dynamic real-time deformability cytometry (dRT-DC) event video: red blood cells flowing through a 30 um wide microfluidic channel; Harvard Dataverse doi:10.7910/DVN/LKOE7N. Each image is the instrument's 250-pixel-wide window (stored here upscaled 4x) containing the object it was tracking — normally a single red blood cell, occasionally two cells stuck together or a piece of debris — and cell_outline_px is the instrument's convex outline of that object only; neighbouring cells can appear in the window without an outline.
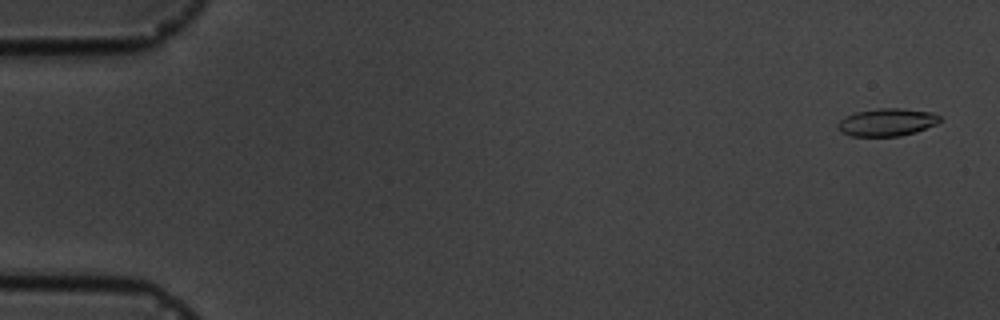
{"species": "common noctule bat (a hibernating species)", "species_latin": "Nyctalus noctula", "temperature_condition": "cold", "stored_images_in_passage": 7, "camera_frame_rate_fps": 3000, "um_per_image_px": 0.085, "animal": {"sex": "male", "body_mass_g": 19.5, "forearm_length_mm": 54.6}, "frame": {"image": 1, "passage_image": 1, "time_ms": 0.0, "image_size_px": [1000, 320], "cell_outline_px": [[940, 120], [936, 124], [916, 132], [900, 136], [852, 136], [840, 132], [836, 128], [836, 124], [844, 116], [856, 112], [880, 108], [904, 108], [932, 112], [940, 116]], "centroid_in_image_um": [75.36, 10.39], "position_along_channel_um": 9.6, "area_um2": 16.59}}
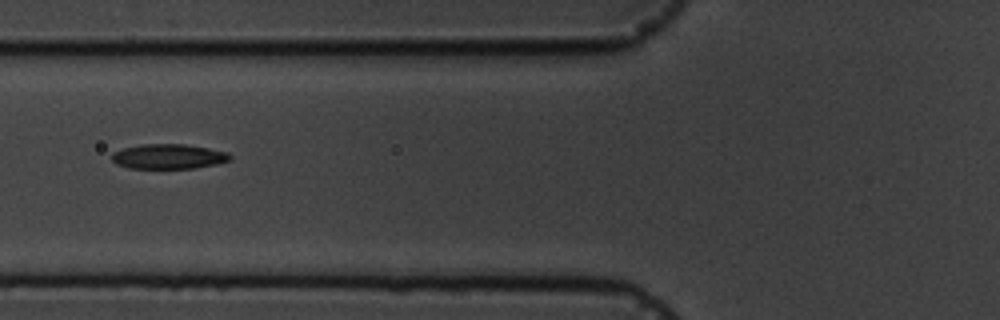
{"frame": {"image": 2, "passage_image": 6, "time_ms": 6.667, "image_size_px": [1000, 320], "cell_outline_px": [[232, 160], [216, 164], [196, 168], [128, 168], [116, 164], [112, 160], [112, 152], [124, 148], [140, 144], [184, 144], [208, 148], [228, 152], [232, 156]], "centroid_in_image_um": [14.34, 13.3], "position_along_channel_um": 111.5, "area_um2": 17.22}}
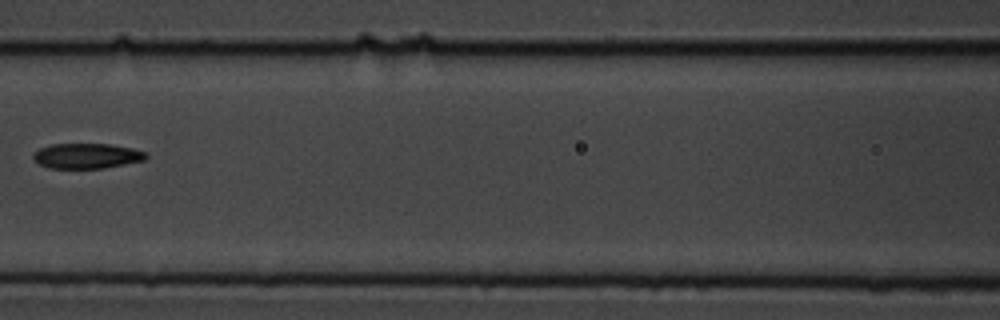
{"frame": {"image": 3, "passage_image": 7, "time_ms": 8.0, "image_size_px": [1000, 320], "cell_outline_px": [[148, 156], [144, 160], [104, 168], [48, 168], [40, 164], [32, 156], [40, 148], [52, 144], [112, 144], [132, 148], [148, 152]], "centroid_in_image_um": [7.42, 13.24], "position_along_channel_um": 159.2, "area_um2": 16.47}}